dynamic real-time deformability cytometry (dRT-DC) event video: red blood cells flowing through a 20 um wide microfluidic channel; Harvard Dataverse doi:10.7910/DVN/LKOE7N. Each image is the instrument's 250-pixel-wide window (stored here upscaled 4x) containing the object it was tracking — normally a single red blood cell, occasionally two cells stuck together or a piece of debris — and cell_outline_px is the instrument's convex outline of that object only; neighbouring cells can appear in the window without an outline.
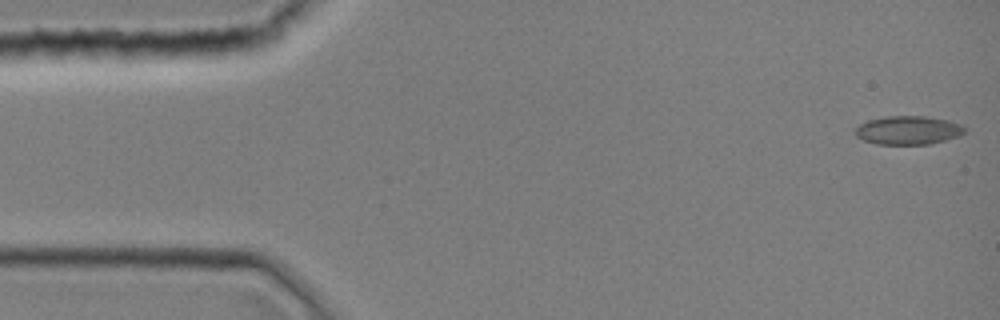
{"species": "common noctule bat (a hibernating species)", "species_latin": "Nyctalus noctula", "temperature_condition": "room temperature", "stored_images_in_passage": 43, "camera_frame_rate_fps": 3000, "um_per_image_px": 0.085, "animal": {"sex": "female", "body_mass_g": 19.0, "forearm_length_mm": 51.5}, "frame": {"image": 1, "passage_image": 1, "time_ms": 0.0, "image_size_px": [1000, 320], "cell_outline_px": [[964, 132], [956, 136], [944, 140], [928, 144], [876, 144], [864, 140], [856, 136], [856, 128], [860, 124], [868, 120], [888, 116], [924, 116], [948, 120], [960, 124], [964, 128]], "centroid_in_image_um": [77.16, 11.06], "position_along_channel_um": 7.8, "area_um2": 17.92}}
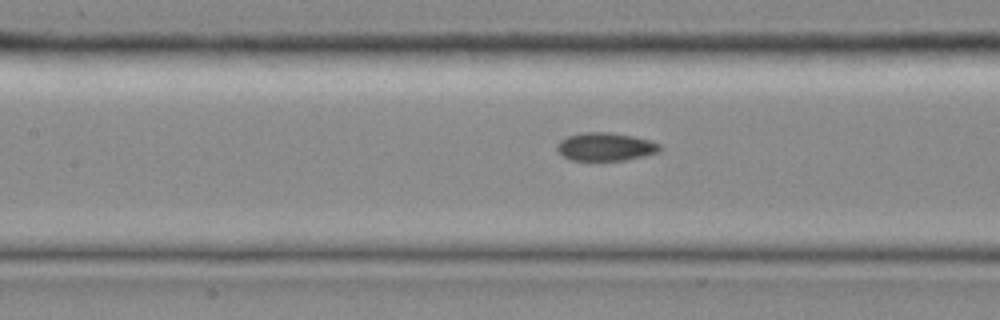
{"frame": {"image": 2, "passage_image": 19, "time_ms": 6.0, "image_size_px": [1000, 320], "cell_outline_px": [[664, 148], [660, 152], [644, 156], [624, 160], [568, 160], [560, 156], [556, 152], [556, 144], [560, 140], [568, 136], [584, 132], [608, 132], [632, 136], [652, 140], [660, 144]], "centroid_in_image_um": [51.46, 12.48], "position_along_channel_um": 155.9, "area_um2": 17.22}}
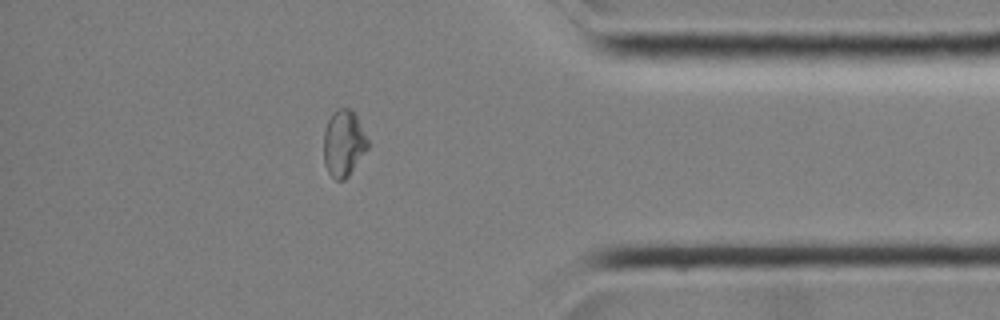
{"frame": {"image": 3, "passage_image": 37, "time_ms": 12.0, "image_size_px": [1000, 320], "cell_outline_px": [[368, 148], [348, 176], [344, 180], [336, 180], [328, 172], [324, 164], [324, 132], [328, 120], [332, 112], [336, 108], [352, 108], [368, 140]], "centroid_in_image_um": [29.19, 12.16], "position_along_channel_um": 406.0, "area_um2": 16.99}}